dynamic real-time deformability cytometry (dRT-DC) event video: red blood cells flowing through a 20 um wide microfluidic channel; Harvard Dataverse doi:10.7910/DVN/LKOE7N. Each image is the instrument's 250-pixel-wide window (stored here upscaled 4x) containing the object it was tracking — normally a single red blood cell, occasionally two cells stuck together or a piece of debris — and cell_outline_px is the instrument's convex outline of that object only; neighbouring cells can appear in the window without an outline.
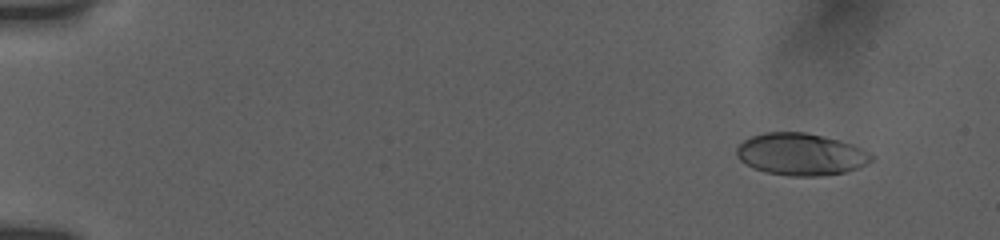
{"species": "human", "species_latin": "Homo sapiens", "temperature_condition": "room temperature", "stored_images_in_passage": 7, "camera_frame_rate_fps": 3000, "um_per_image_px": 0.085, "donor": {"sex": "female"}, "frame": {"image": 1, "passage_image": 2, "time_ms": 1.0, "image_size_px": [1000, 240], "cell_outline_px": [[872, 160], [860, 168], [844, 172], [820, 176], [788, 176], [764, 172], [752, 168], [744, 164], [736, 156], [736, 148], [744, 140], [752, 136], [768, 132], [804, 132], [824, 136], [852, 144], [860, 148], [872, 156]], "centroid_in_image_um": [68.03, 13.12], "position_along_channel_um": 17.0, "area_um2": 33.06}}
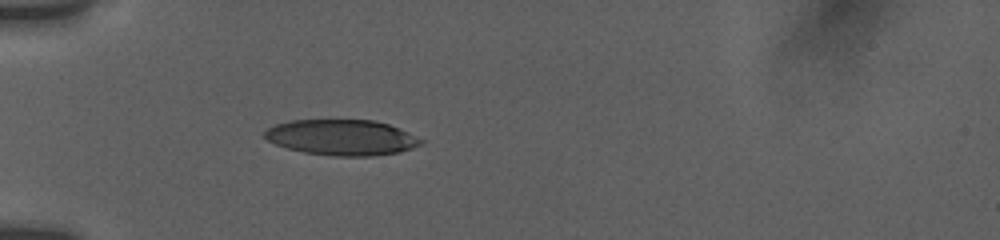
{"frame": {"image": 2, "passage_image": 7, "time_ms": 5.333, "image_size_px": [1000, 240], "cell_outline_px": [[424, 140], [420, 144], [412, 148], [400, 152], [372, 156], [336, 156], [304, 152], [288, 148], [276, 144], [268, 140], [264, 136], [264, 132], [268, 128], [276, 124], [292, 120], [372, 120], [388, 124], [408, 132]], "centroid_in_image_um": [29.06, 11.68], "position_along_channel_um": 55.9, "area_um2": 32.25}}